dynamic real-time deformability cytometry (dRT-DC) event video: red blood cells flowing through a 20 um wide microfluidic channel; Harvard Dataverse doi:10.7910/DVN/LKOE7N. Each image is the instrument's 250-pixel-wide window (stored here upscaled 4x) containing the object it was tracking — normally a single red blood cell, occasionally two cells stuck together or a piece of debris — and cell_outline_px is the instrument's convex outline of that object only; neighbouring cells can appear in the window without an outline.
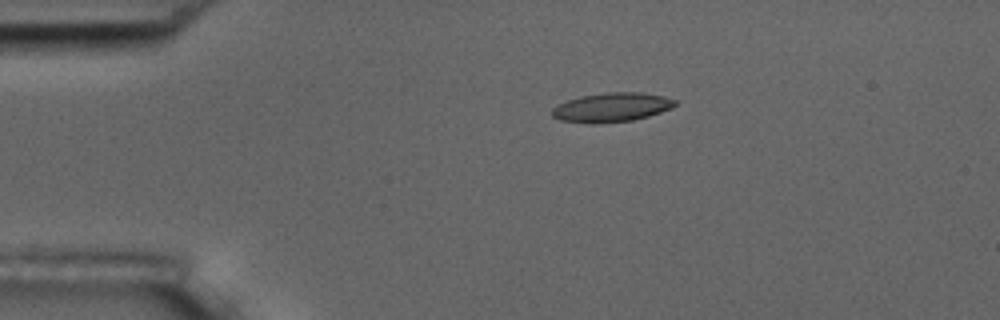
{"species": "common noctule bat (a hibernating species)", "species_latin": "Nyctalus noctula", "temperature_condition": "room temperature", "stored_images_in_passage": 15, "camera_frame_rate_fps": 3000, "um_per_image_px": 0.085, "animal": {"sex": "male", "body_mass_g": 17.5, "forearm_length_mm": 52.3}, "frame": {"image": 1, "passage_image": 3, "time_ms": 0.667, "image_size_px": [1000, 320], "cell_outline_px": [[676, 104], [672, 108], [648, 116], [632, 120], [592, 124], [560, 120], [552, 116], [552, 108], [556, 104], [580, 96], [604, 92], [640, 92], [664, 96], [676, 100]], "centroid_in_image_um": [51.97, 9.12], "position_along_channel_um": 33.0, "area_um2": 20.98}}
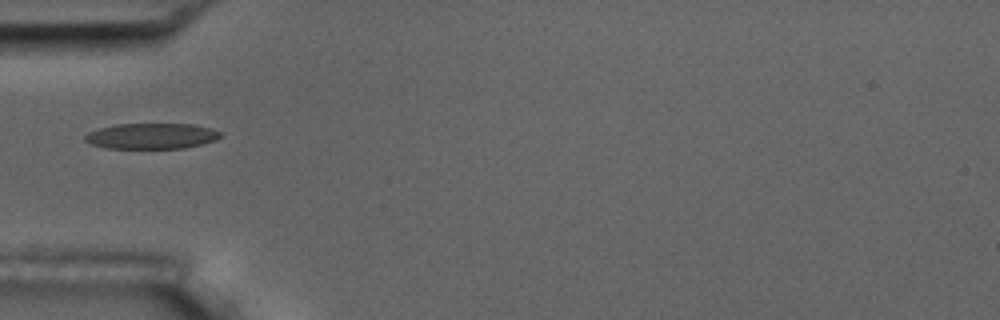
{"frame": {"image": 2, "passage_image": 5, "time_ms": 1.333, "image_size_px": [1000, 320], "cell_outline_px": [[220, 136], [216, 140], [184, 148], [108, 148], [92, 144], [84, 140], [84, 136], [88, 132], [100, 128], [116, 124], [196, 124], [212, 128], [220, 132]], "centroid_in_image_um": [12.89, 11.55], "position_along_channel_um": 72.1, "area_um2": 20.17}}
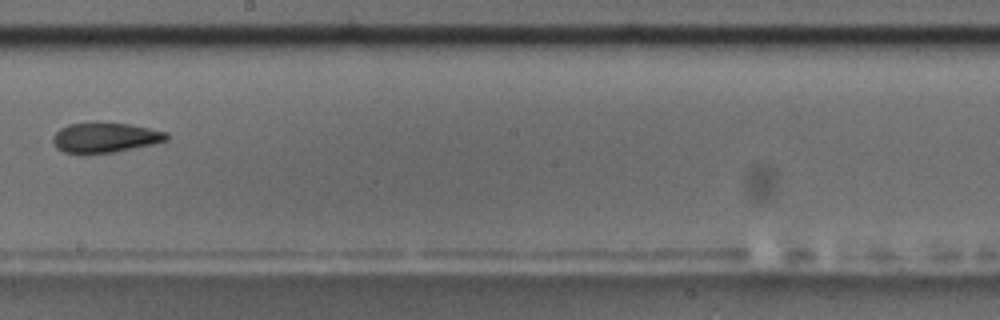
{"frame": {"image": 3, "passage_image": 9, "time_ms": 2.667, "image_size_px": [1000, 320], "cell_outline_px": [[168, 140], [156, 144], [116, 152], [64, 152], [56, 148], [52, 140], [52, 136], [60, 128], [68, 124], [96, 120], [128, 124], [168, 132]], "centroid_in_image_um": [8.95, 11.65], "position_along_channel_um": 239.3, "area_um2": 20.23}}